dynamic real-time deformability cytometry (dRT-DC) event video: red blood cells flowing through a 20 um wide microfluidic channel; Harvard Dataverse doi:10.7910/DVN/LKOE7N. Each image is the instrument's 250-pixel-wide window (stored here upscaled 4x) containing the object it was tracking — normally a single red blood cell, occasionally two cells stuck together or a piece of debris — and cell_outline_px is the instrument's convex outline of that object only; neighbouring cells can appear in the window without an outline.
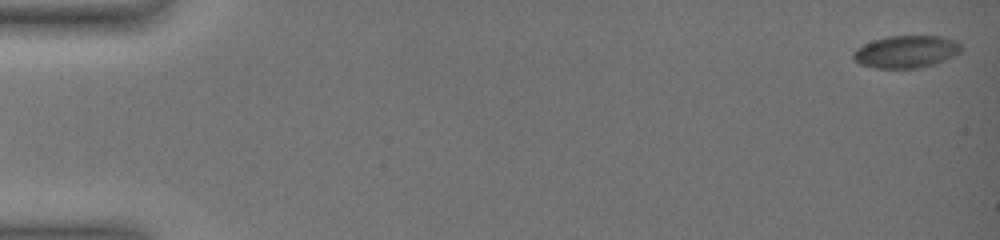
{"species": "common noctule bat (a hibernating species)", "species_latin": "Nyctalus noctula", "temperature_condition": "warm", "stored_images_in_passage": 12, "camera_frame_rate_fps": 3000, "um_per_image_px": 0.085, "animal": {"sex": "female", "body_mass_g": 19.0, "forearm_length_mm": 51.5}, "frame": {"image": 1, "passage_image": 1, "time_ms": 0.0, "image_size_px": [1000, 240], "cell_outline_px": [[960, 52], [944, 60], [932, 64], [916, 68], [876, 68], [860, 64], [852, 60], [852, 52], [856, 48], [872, 40], [888, 36], [944, 36], [956, 40], [960, 44]], "centroid_in_image_um": [76.97, 4.38], "position_along_channel_um": 8.0, "area_um2": 20.35}}
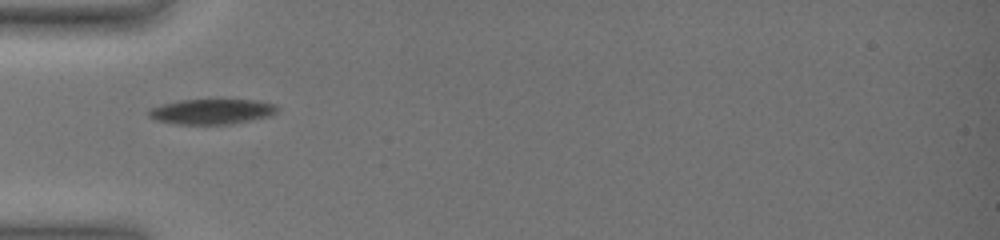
{"frame": {"image": 2, "passage_image": 10, "time_ms": 6.333, "image_size_px": [1000, 240], "cell_outline_px": [[280, 108], [276, 112], [268, 116], [228, 124], [176, 124], [156, 120], [148, 116], [148, 108], [160, 104], [180, 100], [256, 100], [276, 104]], "centroid_in_image_um": [17.96, 9.47], "position_along_channel_um": 67.0, "area_um2": 18.84}}
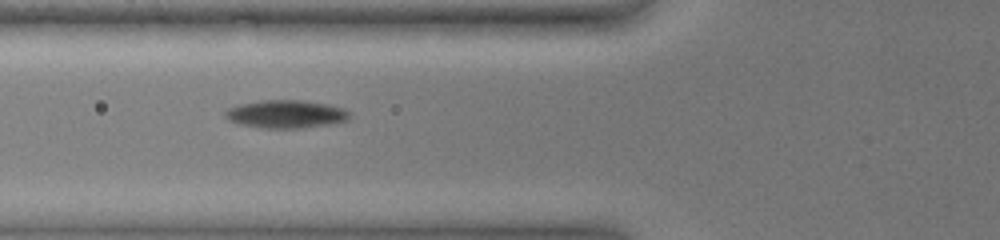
{"frame": {"image": 3, "passage_image": 11, "time_ms": 7.333, "image_size_px": [1000, 240], "cell_outline_px": [[352, 116], [348, 120], [332, 124], [304, 128], [260, 128], [240, 124], [228, 120], [224, 116], [224, 112], [228, 108], [240, 104], [260, 100], [300, 100], [328, 104], [344, 108]], "centroid_in_image_um": [24.31, 9.7], "position_along_channel_um": 101.5, "area_um2": 20.52}}